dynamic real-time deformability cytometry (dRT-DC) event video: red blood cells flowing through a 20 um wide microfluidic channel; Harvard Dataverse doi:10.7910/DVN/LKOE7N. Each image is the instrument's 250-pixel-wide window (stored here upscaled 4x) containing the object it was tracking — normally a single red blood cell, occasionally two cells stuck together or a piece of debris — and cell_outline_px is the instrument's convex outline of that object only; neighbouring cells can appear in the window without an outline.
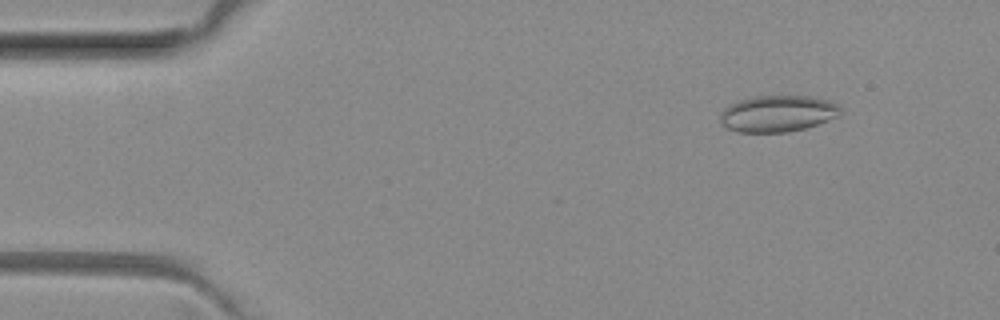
{"species": "common noctule bat (a hibernating species)", "species_latin": "Nyctalus noctula", "temperature_condition": "room temperature", "stored_images_in_passage": 51, "camera_frame_rate_fps": 3000, "um_per_image_px": 0.085, "animal": {"sex": "female", "body_mass_g": 29.2, "forearm_length_mm": 56.3}, "frame": {"image": 1, "passage_image": 6, "time_ms": 1.667, "image_size_px": [1000, 320], "cell_outline_px": [[844, 108], [836, 116], [828, 120], [804, 128], [784, 132], [736, 132], [728, 128], [720, 120], [720, 112], [724, 108], [740, 100], [756, 96], [808, 96], [828, 100], [840, 104]], "centroid_in_image_um": [66.12, 9.65], "position_along_channel_um": 18.9, "area_um2": 25.37}}
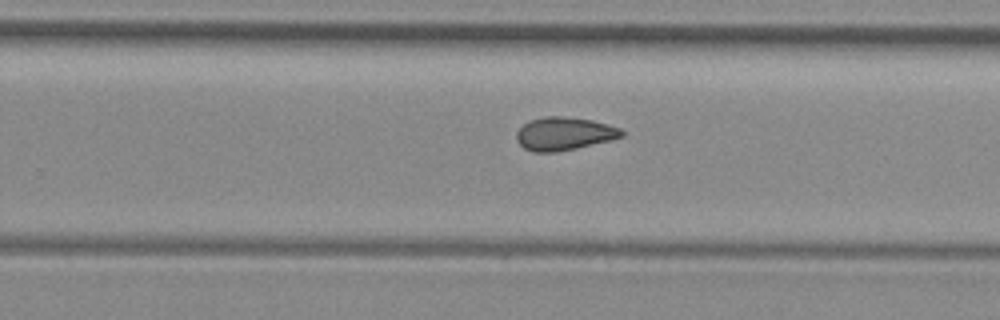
{"frame": {"image": 2, "passage_image": 32, "time_ms": 10.333, "image_size_px": [1000, 320], "cell_outline_px": [[624, 136], [612, 140], [576, 148], [556, 152], [532, 152], [524, 148], [516, 140], [516, 132], [528, 120], [544, 116], [564, 116], [592, 120], [620, 128], [624, 132]], "centroid_in_image_um": [47.94, 11.36], "position_along_channel_um": 281.9, "area_um2": 20.4}}
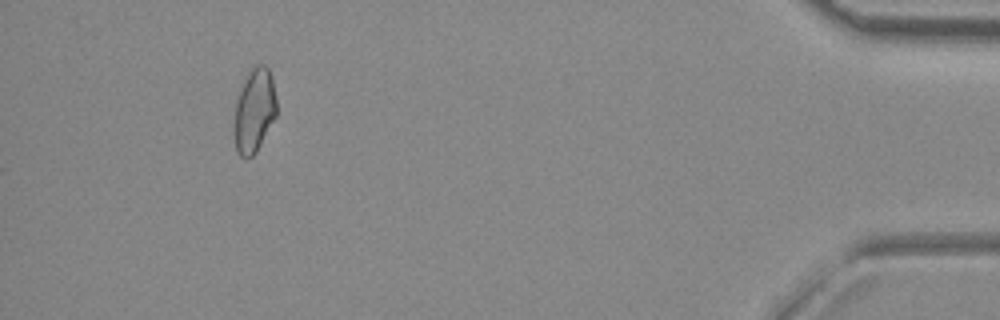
{"frame": {"image": 3, "passage_image": 47, "time_ms": 15.333, "image_size_px": [1000, 320], "cell_outline_px": [[276, 116], [256, 152], [252, 156], [240, 156], [236, 148], [232, 132], [236, 100], [240, 88], [252, 64], [264, 64], [268, 68], [272, 76], [276, 100]], "centroid_in_image_um": [21.59, 9.36], "position_along_channel_um": 413.6, "area_um2": 21.04}, "authors_computed_cell_mechanics": {"area_um2": 20.7502, "velocity_mm_per_s": 4.0663, "shape_relaxation_time_tau1_ms": null, "shape_relaxation_time_tau2_ms": 3.7715, "deformation_change_tau1": null, "deformation_change_tau2": 0.0982}}